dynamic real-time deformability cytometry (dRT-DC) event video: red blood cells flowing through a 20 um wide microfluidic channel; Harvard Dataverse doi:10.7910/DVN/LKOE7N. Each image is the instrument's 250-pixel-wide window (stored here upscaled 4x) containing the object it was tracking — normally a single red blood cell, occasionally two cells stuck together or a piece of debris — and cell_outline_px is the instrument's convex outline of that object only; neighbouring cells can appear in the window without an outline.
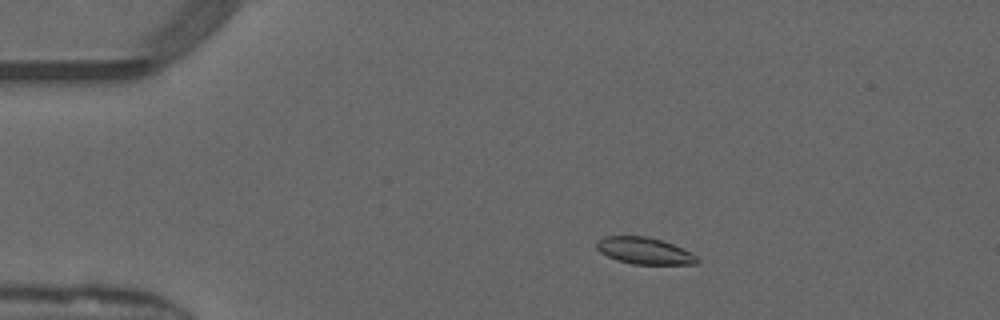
{"species": "common noctule bat (a hibernating species)", "species_latin": "Nyctalus noctula", "temperature_condition": "warm", "stored_images_in_passage": 49, "camera_frame_rate_fps": 3000, "um_per_image_px": 0.085, "animal": {"sex": "male", "forearm_length_mm": 52.5}, "frame": {"image": 1, "passage_image": 8, "time_ms": 2.333, "image_size_px": [1000, 320], "cell_outline_px": [[700, 260], [696, 264], [632, 264], [616, 260], [600, 252], [596, 248], [596, 240], [604, 236], [648, 236], [672, 244], [692, 252]], "centroid_in_image_um": [54.75, 21.31], "position_along_channel_um": 30.2, "area_um2": 15.72}}
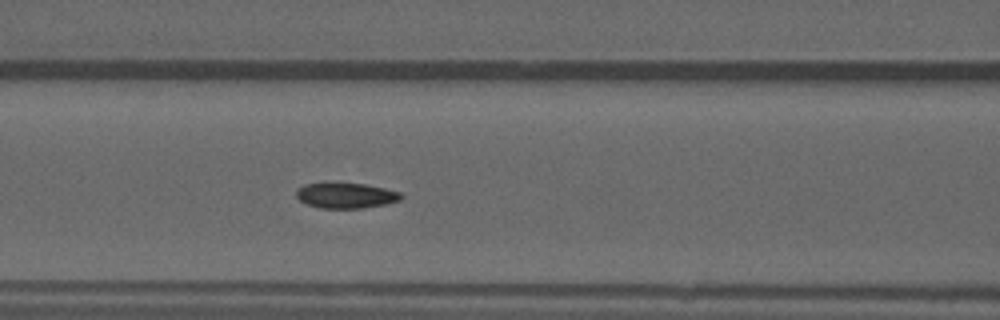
{"frame": {"image": 2, "passage_image": 20, "time_ms": 6.333, "image_size_px": [1000, 320], "cell_outline_px": [[404, 196], [400, 200], [384, 204], [364, 208], [320, 208], [308, 204], [300, 200], [296, 196], [296, 192], [304, 184], [324, 180], [328, 180], [364, 184], [384, 188], [400, 192]], "centroid_in_image_um": [29.36, 16.57], "position_along_channel_um": 137.2, "area_um2": 16.07}}
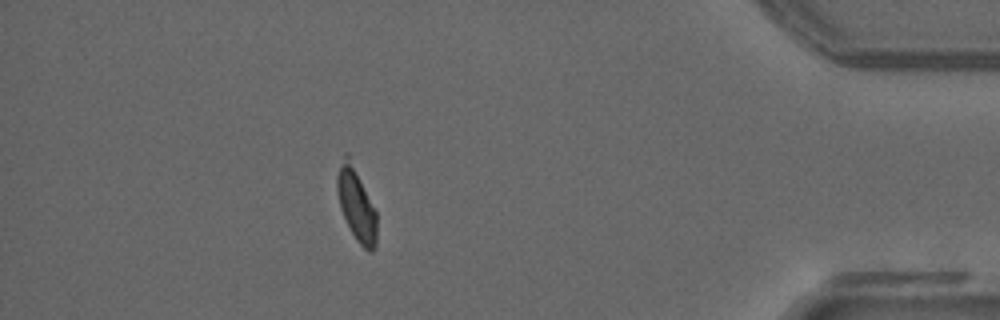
{"frame": {"image": 3, "passage_image": 43, "time_ms": 14.0, "image_size_px": [1000, 320], "cell_outline_px": [[376, 244], [372, 252], [368, 252], [356, 240], [340, 208], [336, 188], [336, 176], [344, 152], [348, 152], [376, 212]], "centroid_in_image_um": [30.27, 17.35], "position_along_channel_um": 404.9, "area_um2": 16.7}, "authors_computed_cell_mechanics": {"area_um2": 16.2418, "velocity_mm_per_s": 4.1117, "shape_relaxation_time_tau1_ms": 5.2018, "shape_relaxation_time_tau2_ms": 1.6146, "deformation_change_tau1": 0.1383, "deformation_change_tau2": 0.0527}}